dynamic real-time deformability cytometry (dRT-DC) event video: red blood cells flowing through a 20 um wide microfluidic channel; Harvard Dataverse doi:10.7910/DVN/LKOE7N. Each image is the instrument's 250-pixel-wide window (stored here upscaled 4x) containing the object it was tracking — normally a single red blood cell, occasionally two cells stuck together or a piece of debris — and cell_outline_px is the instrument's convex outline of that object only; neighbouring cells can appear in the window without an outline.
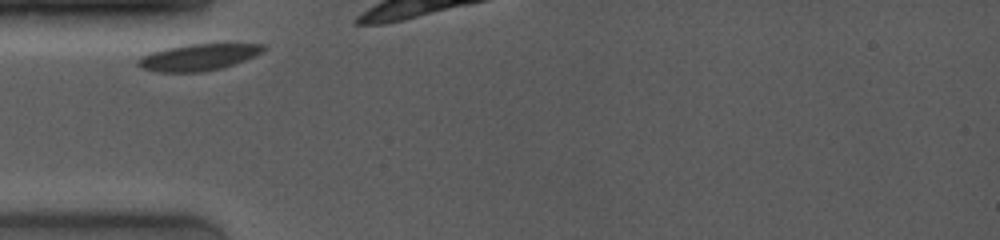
{"species": "common noctule bat (a hibernating species)", "species_latin": "Nyctalus noctula", "temperature_condition": "room temperature", "stored_images_in_passage": 5, "camera_frame_rate_fps": 4000, "um_per_image_px": 0.085, "animal": {"sex": "female", "body_mass_g": 19.0, "forearm_length_mm": 53.3}, "frame": {"image": 1, "passage_image": 1, "time_ms": 0.0, "image_size_px": [1000, 240], "cell_outline_px": [[268, 48], [264, 52], [224, 68], [204, 72], [156, 72], [140, 68], [136, 64], [136, 60], [140, 56], [152, 52], [168, 48], [188, 44], [268, 44]], "centroid_in_image_um": [16.87, 4.87], "position_along_channel_um": 68.1, "area_um2": 19.65}}